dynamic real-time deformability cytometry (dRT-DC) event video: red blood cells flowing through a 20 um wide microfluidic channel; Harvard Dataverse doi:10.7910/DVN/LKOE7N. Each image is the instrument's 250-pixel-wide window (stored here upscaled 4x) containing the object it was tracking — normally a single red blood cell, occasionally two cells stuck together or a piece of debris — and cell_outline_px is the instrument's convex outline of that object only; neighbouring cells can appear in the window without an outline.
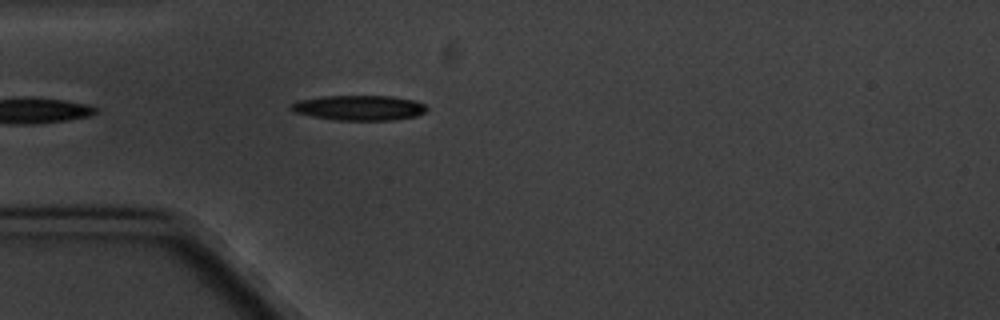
{"species": "common noctule bat (a hibernating species)", "species_latin": "Nyctalus noctula", "temperature_condition": "cold", "stored_images_in_passage": 5, "camera_frame_rate_fps": 3000, "um_per_image_px": 0.085, "animal": {"sex": "male", "body_mass_g": 20.1, "forearm_length_mm": 53.5}, "frame": {"image": 1, "passage_image": 5, "time_ms": 4.667, "image_size_px": [1000, 320], "cell_outline_px": [[428, 108], [424, 112], [416, 116], [392, 120], [336, 120], [312, 116], [296, 112], [288, 108], [288, 104], [296, 100], [324, 96], [392, 96], [412, 100], [424, 104]], "centroid_in_image_um": [30.47, 9.16], "position_along_channel_um": 54.5, "area_um2": 19.83}}